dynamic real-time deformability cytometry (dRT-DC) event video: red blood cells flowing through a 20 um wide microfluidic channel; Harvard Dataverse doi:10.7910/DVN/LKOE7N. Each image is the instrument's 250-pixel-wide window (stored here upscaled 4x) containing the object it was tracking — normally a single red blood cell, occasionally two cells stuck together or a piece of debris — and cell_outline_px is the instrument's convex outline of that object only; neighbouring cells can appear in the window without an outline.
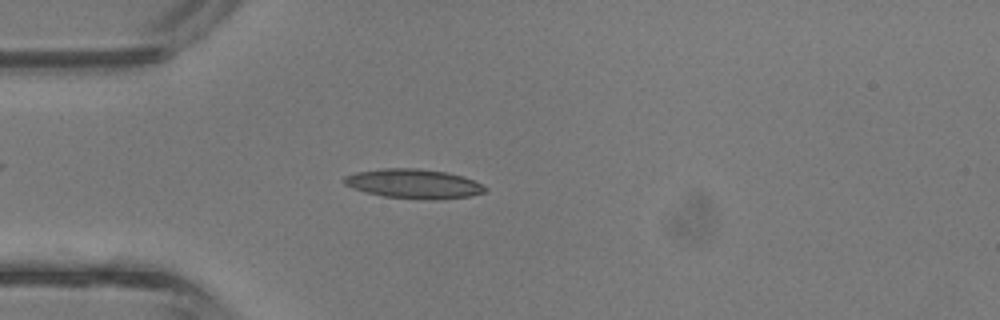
{"species": "common noctule bat (a hibernating species)", "species_latin": "Nyctalus noctula", "temperature_condition": "room temperature", "stored_images_in_passage": 4, "camera_frame_rate_fps": 3000, "um_per_image_px": 0.085, "animal": {"sex": "male", "body_mass_g": 13.3}, "frame": {"image": 1, "passage_image": 1, "time_ms": 0.0, "image_size_px": [1000, 320], "cell_outline_px": [[488, 188], [484, 192], [468, 196], [436, 200], [384, 196], [364, 192], [352, 188], [344, 184], [344, 176], [356, 172], [384, 168], [416, 168], [444, 172], [460, 176], [472, 180]], "centroid_in_image_um": [35.11, 15.62], "position_along_channel_um": 49.9, "area_um2": 23.81}}